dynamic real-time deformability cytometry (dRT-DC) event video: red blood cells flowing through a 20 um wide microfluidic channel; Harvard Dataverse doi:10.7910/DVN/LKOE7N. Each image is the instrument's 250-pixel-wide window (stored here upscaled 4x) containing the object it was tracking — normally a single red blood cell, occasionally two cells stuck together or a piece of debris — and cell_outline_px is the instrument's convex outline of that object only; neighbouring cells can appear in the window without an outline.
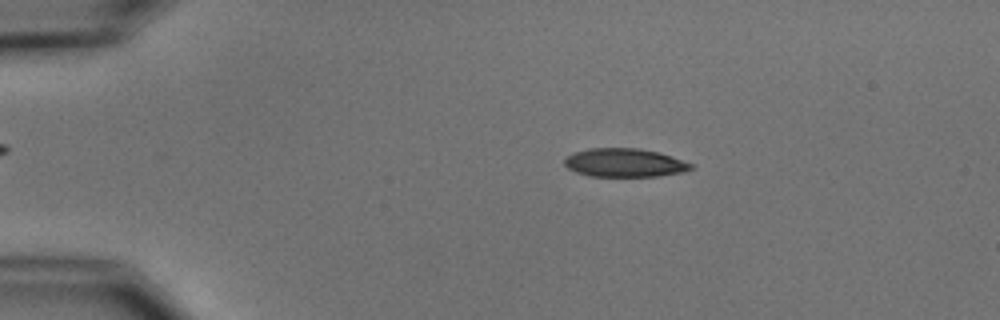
{"species": "common noctule bat (a hibernating species)", "species_latin": "Nyctalus noctula", "temperature_condition": "cold", "stored_images_in_passage": 5, "camera_frame_rate_fps": 3000, "um_per_image_px": 0.085, "animal": {"sex": "male", "body_mass_g": 15.6}, "frame": {"image": 1, "passage_image": 2, "time_ms": 1.0, "image_size_px": [1000, 320], "cell_outline_px": [[696, 164], [692, 168], [684, 172], [656, 176], [592, 176], [576, 172], [568, 168], [564, 164], [564, 160], [572, 152], [588, 148], [640, 148], [660, 152]], "centroid_in_image_um": [53.12, 13.82], "position_along_channel_um": 31.9, "area_um2": 21.21}}
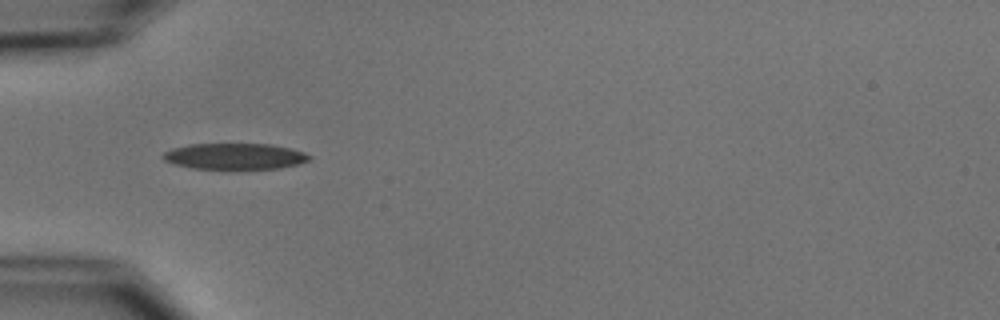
{"frame": {"image": 2, "passage_image": 4, "time_ms": 3.333, "image_size_px": [1000, 320], "cell_outline_px": [[312, 160], [280, 168], [232, 172], [192, 168], [176, 164], [164, 160], [160, 156], [164, 152], [172, 148], [188, 144], [272, 144], [304, 152], [312, 156]], "centroid_in_image_um": [19.95, 13.33], "position_along_channel_um": 65.0, "area_um2": 23.29}}